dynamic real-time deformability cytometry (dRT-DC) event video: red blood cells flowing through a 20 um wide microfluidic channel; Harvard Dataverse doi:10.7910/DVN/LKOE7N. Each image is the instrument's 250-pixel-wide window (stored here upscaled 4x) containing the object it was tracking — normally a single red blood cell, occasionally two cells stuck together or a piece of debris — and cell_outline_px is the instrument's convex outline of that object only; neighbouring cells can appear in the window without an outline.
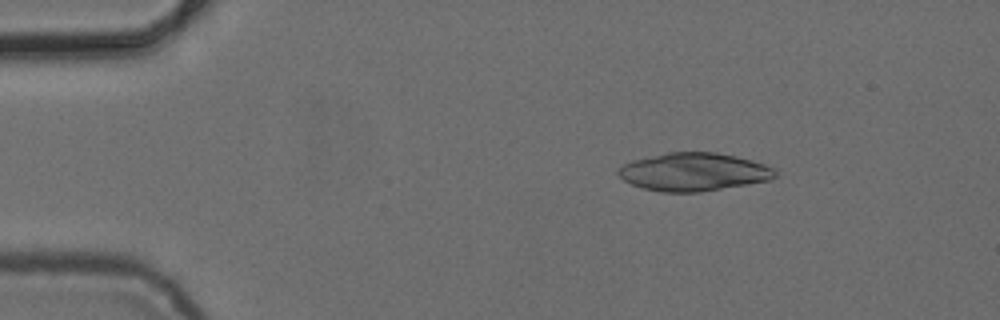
{"species": "common noctule bat (a hibernating species)", "species_latin": "Nyctalus noctula", "temperature_condition": "cold", "stored_images_in_passage": 3, "camera_frame_rate_fps": 3000, "um_per_image_px": 0.085, "animal": {"sex": "female", "body_mass_g": 24.6, "forearm_length_mm": 56.2}, "frame": {"image": 1, "passage_image": 1, "time_ms": 0.0, "image_size_px": [1000, 320], "cell_outline_px": [[780, 168], [776, 176], [772, 180], [700, 192], [660, 192], [644, 188], [632, 184], [624, 180], [616, 172], [624, 164], [632, 160], [668, 152], [716, 152], [736, 156], [752, 160]], "centroid_in_image_um": [59.04, 14.61], "position_along_channel_um": 26.0, "area_um2": 35.08}}